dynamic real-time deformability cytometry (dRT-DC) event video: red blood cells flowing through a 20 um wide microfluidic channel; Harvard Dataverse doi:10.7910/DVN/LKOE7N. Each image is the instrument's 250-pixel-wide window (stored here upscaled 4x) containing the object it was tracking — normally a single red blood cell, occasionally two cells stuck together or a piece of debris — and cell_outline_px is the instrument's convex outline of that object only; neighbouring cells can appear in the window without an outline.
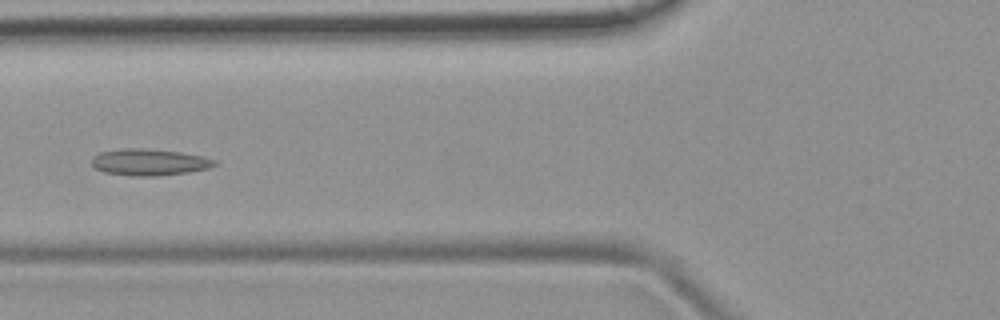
{"species": "common noctule bat (a hibernating species)", "species_latin": "Nyctalus noctula", "temperature_condition": "room temperature", "stored_images_in_passage": 52, "camera_frame_rate_fps": 3000, "um_per_image_px": 0.085, "animal": {"sex": "female", "body_mass_g": 19.9}, "frame": {"image": 1, "passage_image": 20, "time_ms": 6.333, "image_size_px": [1000, 320], "cell_outline_px": [[216, 164], [208, 168], [188, 172], [160, 176], [128, 176], [104, 172], [96, 168], [92, 164], [92, 156], [100, 152], [128, 148], [148, 148], [180, 152], [204, 156], [216, 160]], "centroid_in_image_um": [12.69, 13.78], "position_along_channel_um": 113.1, "area_um2": 19.13}}
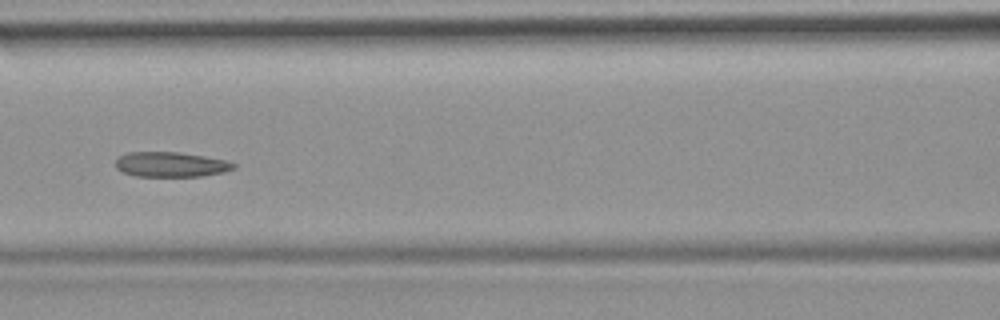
{"frame": {"image": 2, "passage_image": 23, "time_ms": 7.333, "image_size_px": [1000, 320], "cell_outline_px": [[236, 168], [224, 172], [204, 176], [136, 176], [124, 172], [116, 168], [116, 160], [120, 156], [128, 152], [180, 152], [204, 156], [224, 160], [236, 164]], "centroid_in_image_um": [14.54, 13.98], "position_along_channel_um": 152.1, "area_um2": 17.11}}
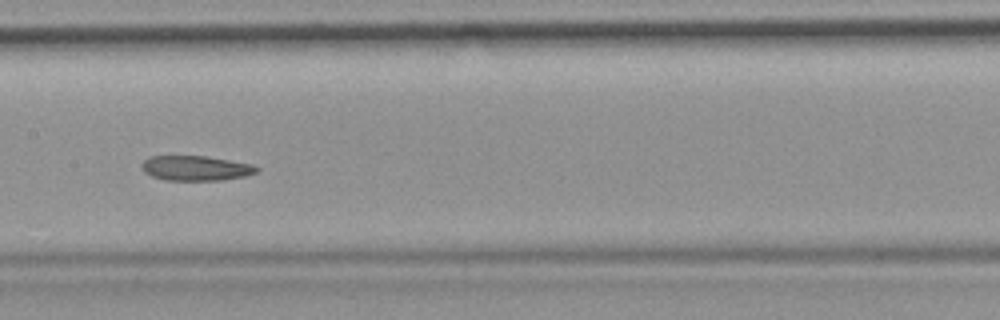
{"frame": {"image": 3, "passage_image": 26, "time_ms": 8.333, "image_size_px": [1000, 320], "cell_outline_px": [[260, 168], [256, 172], [244, 176], [220, 180], [164, 180], [152, 176], [144, 172], [140, 164], [148, 156], [204, 156], [252, 164]], "centroid_in_image_um": [16.6, 14.29], "position_along_channel_um": 190.8, "area_um2": 16.59}, "authors_computed_cell_mechanics": {"area_um2": 18.3515, "velocity_mm_per_s": 3.8967, "shape_relaxation_time_tau1_ms": null, "shape_relaxation_time_tau2_ms": 4.991, "deformation_change_tau1": null, "deformation_change_tau2": 0.1142}}